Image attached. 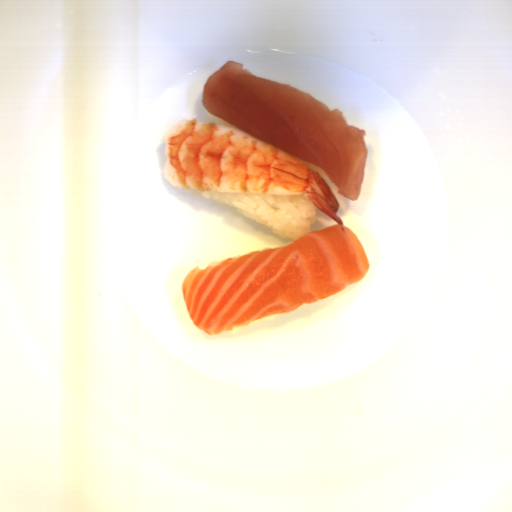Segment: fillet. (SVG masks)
Returning <instances> with one entry per match:
<instances>
[{
  "mask_svg": "<svg viewBox=\"0 0 512 512\" xmlns=\"http://www.w3.org/2000/svg\"><path fill=\"white\" fill-rule=\"evenodd\" d=\"M369 267L360 239L339 224L308 230L288 246L193 267L181 297L195 326L209 335L229 333L336 295L364 279Z\"/></svg>",
  "mask_w": 512,
  "mask_h": 512,
  "instance_id": "25842a12",
  "label": "fillet"
},
{
  "mask_svg": "<svg viewBox=\"0 0 512 512\" xmlns=\"http://www.w3.org/2000/svg\"><path fill=\"white\" fill-rule=\"evenodd\" d=\"M202 105L238 130L320 167L339 194L358 201L369 154L366 131L349 125L340 109L232 60L208 75Z\"/></svg>",
  "mask_w": 512,
  "mask_h": 512,
  "instance_id": "e2c912f1",
  "label": "fillet"
}]
</instances>
